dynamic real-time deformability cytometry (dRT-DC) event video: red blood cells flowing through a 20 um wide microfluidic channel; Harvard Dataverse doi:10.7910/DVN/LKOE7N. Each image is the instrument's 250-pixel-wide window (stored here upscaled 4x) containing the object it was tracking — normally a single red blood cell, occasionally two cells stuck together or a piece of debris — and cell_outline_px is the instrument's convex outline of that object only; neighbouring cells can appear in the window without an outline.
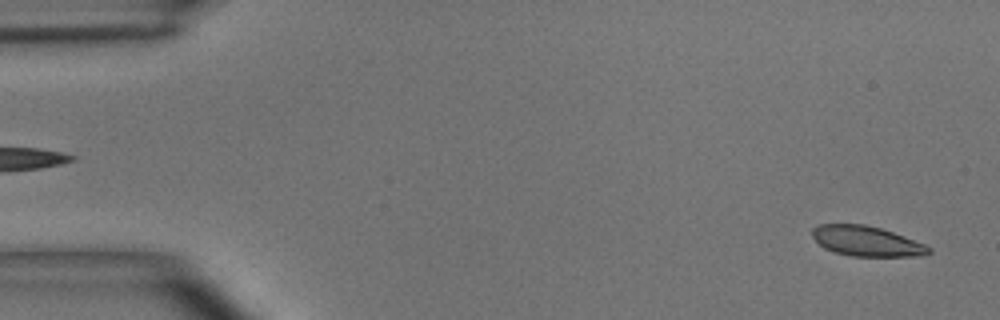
{"species": "common noctule bat (a hibernating species)", "species_latin": "Nyctalus noctula", "temperature_condition": "room temperature", "stored_images_in_passage": 23, "camera_frame_rate_fps": 3000, "um_per_image_px": 0.085, "animal": {"sex": "male", "body_mass_g": 15.6}, "frame": {"image": 1, "passage_image": 2, "time_ms": 0.333, "image_size_px": [1000, 320], "cell_outline_px": [[932, 252], [924, 256], [852, 256], [836, 252], [824, 248], [812, 236], [812, 228], [816, 224], [864, 224], [880, 228], [904, 236], [924, 244], [932, 248]], "centroid_in_image_um": [73.67, 20.49], "position_along_channel_um": 11.3, "area_um2": 20.4}}
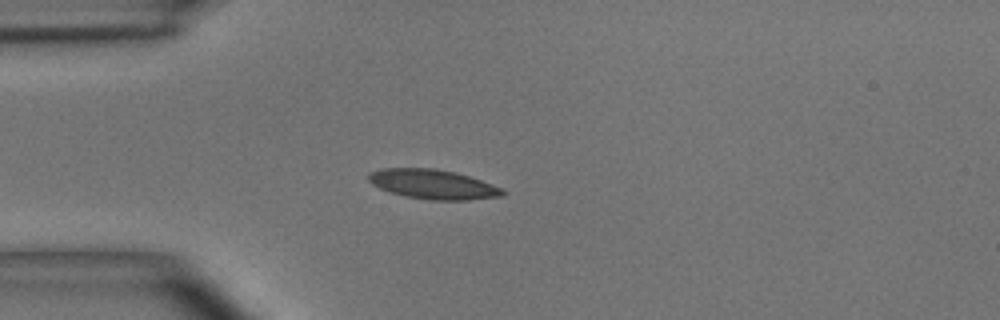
{"frame": {"image": 2, "passage_image": 13, "time_ms": 4.0, "image_size_px": [1000, 320], "cell_outline_px": [[508, 192], [504, 196], [468, 200], [428, 200], [404, 196], [388, 192], [372, 184], [364, 176], [368, 172], [380, 168], [436, 168], [456, 172], [504, 188]], "centroid_in_image_um": [36.78, 15.66], "position_along_channel_um": 48.2, "area_um2": 23.58}}
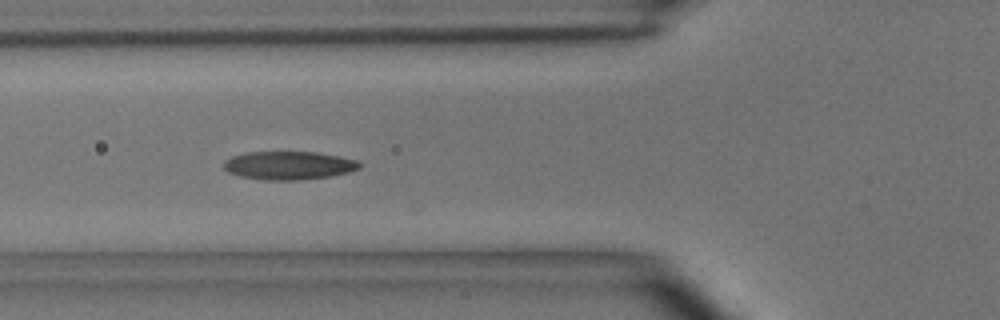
{"frame": {"image": 3, "passage_image": 18, "time_ms": 5.667, "image_size_px": [1000, 320], "cell_outline_px": [[364, 164], [360, 168], [348, 172], [328, 176], [300, 180], [268, 180], [240, 176], [228, 172], [224, 168], [224, 160], [232, 156], [248, 152], [316, 152], [356, 160]], "centroid_in_image_um": [24.54, 14.06], "position_along_channel_um": 101.3, "area_um2": 22.25}}